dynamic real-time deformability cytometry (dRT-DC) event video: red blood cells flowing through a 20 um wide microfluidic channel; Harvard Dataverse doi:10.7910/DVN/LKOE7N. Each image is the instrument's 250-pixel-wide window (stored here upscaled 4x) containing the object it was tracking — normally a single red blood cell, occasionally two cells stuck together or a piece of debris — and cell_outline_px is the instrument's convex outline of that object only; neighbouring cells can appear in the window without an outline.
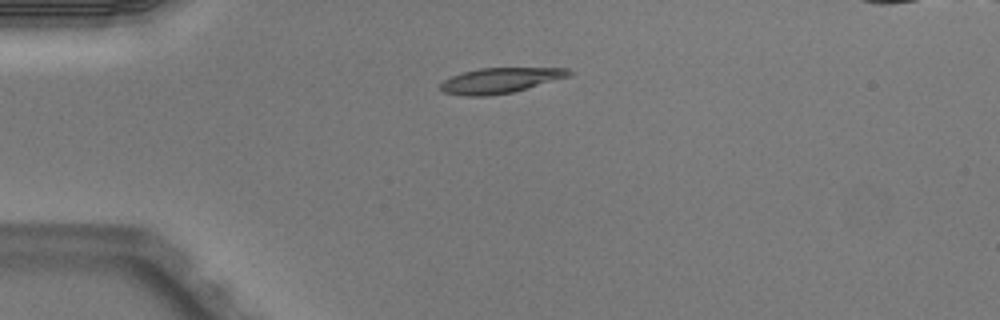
{"species": "Egyptian fruit bat (a non-hibernating species)", "species_latin": "Rousettus aegyptiacus", "temperature_condition": "warm", "stored_images_in_passage": 3, "camera_frame_rate_fps": 3000, "um_per_image_px": 0.085, "animal": {"sex": "male"}, "frame": {"image": 1, "passage_image": 1, "time_ms": 0.0, "image_size_px": [1000, 320], "cell_outline_px": [[572, 72], [568, 76], [512, 92], [488, 96], [464, 96], [444, 92], [440, 88], [440, 84], [444, 80], [452, 76], [464, 72], [480, 68], [568, 68]], "centroid_in_image_um": [42.47, 6.84], "position_along_channel_um": 42.5, "area_um2": 18.61}}
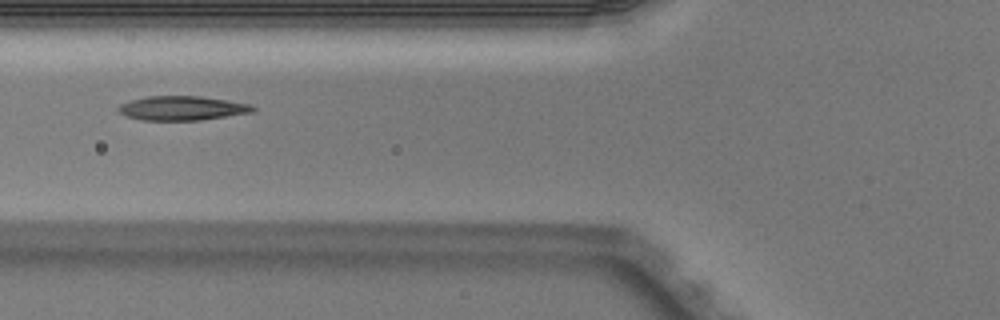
{"frame": {"image": 2, "passage_image": 3, "time_ms": 0.667, "image_size_px": [1000, 320], "cell_outline_px": [[256, 108], [252, 112], [200, 120], [140, 120], [124, 116], [116, 108], [120, 104], [132, 100], [148, 96], [200, 96], [252, 104]], "centroid_in_image_um": [15.45, 9.19], "position_along_channel_um": 110.3, "area_um2": 18.96}}